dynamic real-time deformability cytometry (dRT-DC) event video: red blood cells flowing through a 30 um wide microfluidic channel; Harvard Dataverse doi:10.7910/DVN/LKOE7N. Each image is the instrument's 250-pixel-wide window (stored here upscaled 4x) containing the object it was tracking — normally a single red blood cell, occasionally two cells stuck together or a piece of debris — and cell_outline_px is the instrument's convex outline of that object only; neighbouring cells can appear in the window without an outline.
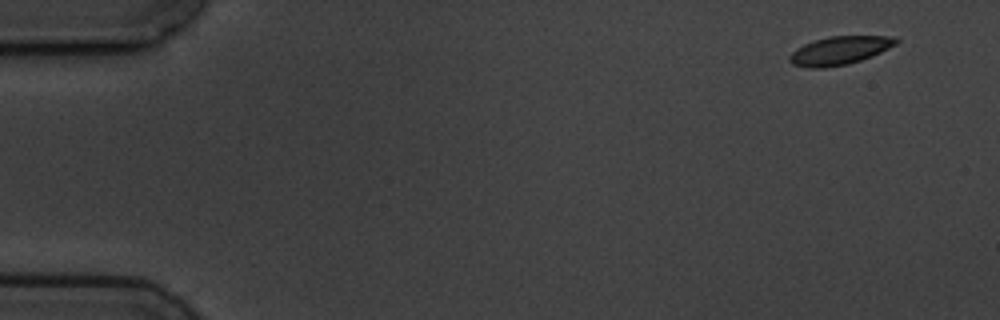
{"species": "common noctule bat (a hibernating species)", "species_latin": "Nyctalus noctula", "temperature_condition": "cold", "stored_images_in_passage": 6, "camera_frame_rate_fps": 3000, "um_per_image_px": 0.085, "animal": {"sex": "male", "body_mass_g": 19.5, "forearm_length_mm": 54.6}, "frame": {"image": 1, "passage_image": 1, "time_ms": 0.0, "image_size_px": [1000, 320], "cell_outline_px": [[900, 40], [896, 44], [872, 56], [848, 64], [824, 68], [808, 68], [792, 64], [788, 60], [788, 56], [796, 48], [804, 44], [828, 36], [896, 36]], "centroid_in_image_um": [71.35, 4.29], "position_along_channel_um": 13.6, "area_um2": 17.63}}
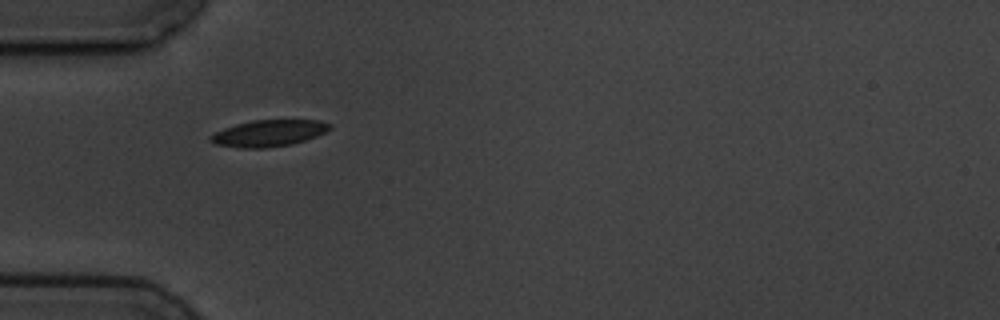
{"frame": {"image": 2, "passage_image": 5, "time_ms": 4.667, "image_size_px": [1000, 320], "cell_outline_px": [[332, 128], [316, 136], [292, 144], [264, 148], [240, 148], [216, 144], [208, 140], [208, 136], [224, 128], [236, 124], [252, 120], [320, 120], [332, 124]], "centroid_in_image_um": [22.83, 11.32], "position_along_channel_um": 62.2, "area_um2": 18.44}}
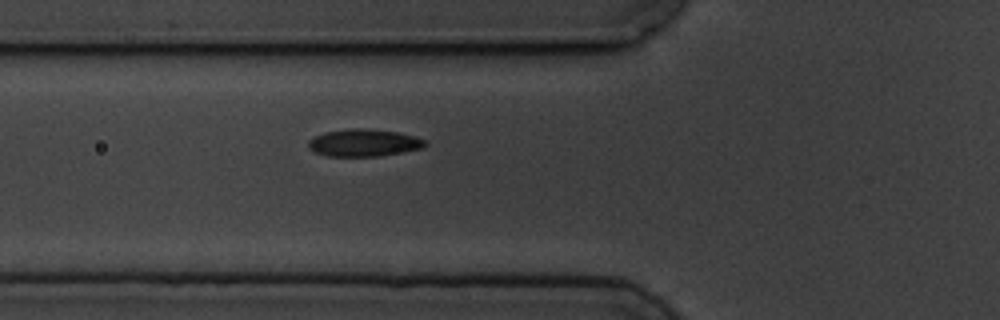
{"frame": {"image": 3, "passage_image": 6, "time_ms": 5.667, "image_size_px": [1000, 320], "cell_outline_px": [[428, 144], [424, 148], [404, 152], [380, 156], [324, 156], [308, 148], [308, 140], [324, 132], [352, 128], [360, 128], [396, 132], [412, 136], [424, 140]], "centroid_in_image_um": [30.91, 12.15], "position_along_channel_um": 94.9, "area_um2": 18.5}}